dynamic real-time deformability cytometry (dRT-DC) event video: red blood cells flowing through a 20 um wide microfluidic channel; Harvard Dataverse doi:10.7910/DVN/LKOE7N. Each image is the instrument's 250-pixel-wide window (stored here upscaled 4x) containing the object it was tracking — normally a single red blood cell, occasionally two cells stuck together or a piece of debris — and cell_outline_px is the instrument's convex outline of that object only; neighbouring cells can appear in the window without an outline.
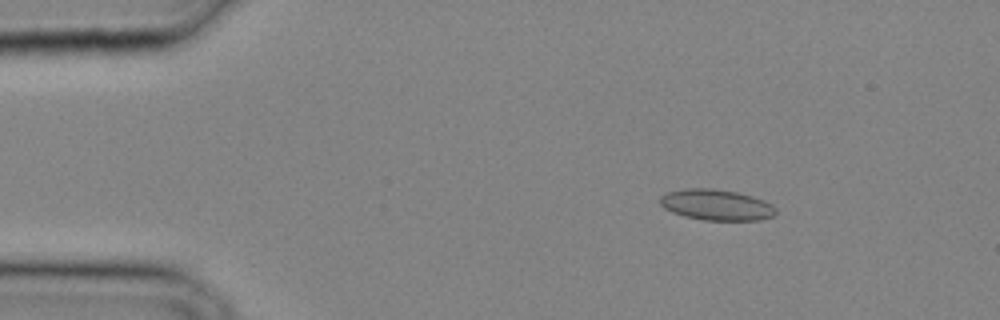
{"species": "common noctule bat (a hibernating species)", "species_latin": "Nyctalus noctula", "temperature_condition": "cold", "stored_images_in_passage": 32, "camera_frame_rate_fps": 3000, "um_per_image_px": 0.085, "animal": {"sex": "male", "body_mass_g": 20.4}, "frame": {"image": 1, "passage_image": 5, "time_ms": 1.333, "image_size_px": [1000, 320], "cell_outline_px": [[776, 212], [772, 216], [760, 220], [704, 220], [684, 216], [672, 212], [664, 208], [660, 204], [660, 196], [668, 192], [684, 188], [712, 188], [736, 192], [752, 196], [764, 200], [772, 204], [776, 208]], "centroid_in_image_um": [60.89, 17.41], "position_along_channel_um": 24.1, "area_um2": 20.87}}
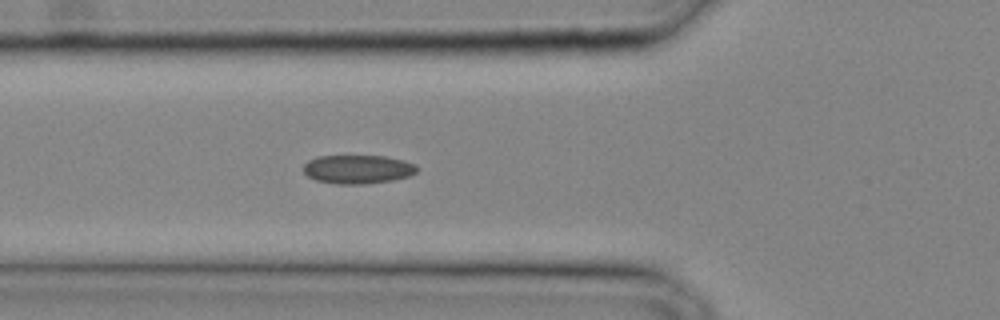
{"frame": {"image": 2, "passage_image": 12, "time_ms": 3.667, "image_size_px": [1000, 320], "cell_outline_px": [[420, 168], [416, 172], [408, 176], [392, 180], [364, 184], [336, 184], [316, 180], [308, 176], [304, 172], [304, 164], [308, 160], [316, 156], [384, 156], [404, 160], [416, 164]], "centroid_in_image_um": [30.42, 14.38], "position_along_channel_um": 95.4, "area_um2": 19.07}}
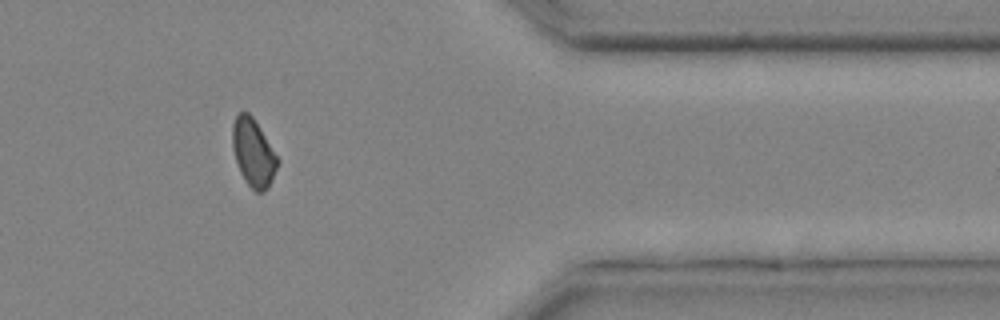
{"frame": {"image": 3, "passage_image": 28, "time_ms": 9.0, "image_size_px": [1000, 320], "cell_outline_px": [[280, 160], [272, 180], [268, 188], [264, 192], [256, 192], [244, 180], [240, 172], [232, 148], [232, 124], [236, 116], [240, 112], [248, 112], [252, 116], [260, 128]], "centroid_in_image_um": [21.53, 12.99], "position_along_channel_um": 389.9, "area_um2": 17.8}}